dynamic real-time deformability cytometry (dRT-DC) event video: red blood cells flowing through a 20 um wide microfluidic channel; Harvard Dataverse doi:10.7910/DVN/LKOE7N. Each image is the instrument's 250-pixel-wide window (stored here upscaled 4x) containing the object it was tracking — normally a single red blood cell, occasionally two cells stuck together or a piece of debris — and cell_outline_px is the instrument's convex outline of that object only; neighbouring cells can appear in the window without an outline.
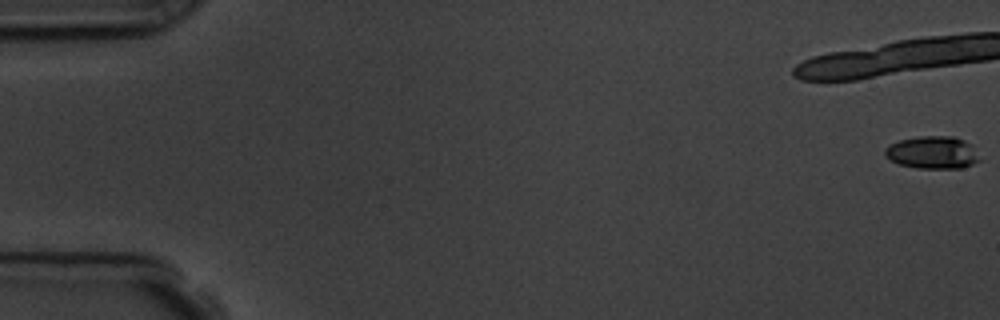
{"species": "common noctule bat (a hibernating species)", "species_latin": "Nyctalus noctula", "temperature_condition": "room temperature", "stored_images_in_passage": 22, "camera_frame_rate_fps": 3000, "um_per_image_px": 0.085, "animal": {"sex": "male", "body_mass_g": 19.5, "forearm_length_mm": 54.6}, "frame": {"image": 1, "passage_image": 1, "time_ms": 0.0, "image_size_px": [1000, 320], "cell_outline_px": [[980, 160], [964, 168], [916, 168], [900, 164], [884, 156], [884, 148], [888, 144], [900, 140], [920, 136], [952, 136], [964, 140], [968, 144]], "centroid_in_image_um": [79.2, 12.96], "position_along_channel_um": 5.8, "area_um2": 17.74}}